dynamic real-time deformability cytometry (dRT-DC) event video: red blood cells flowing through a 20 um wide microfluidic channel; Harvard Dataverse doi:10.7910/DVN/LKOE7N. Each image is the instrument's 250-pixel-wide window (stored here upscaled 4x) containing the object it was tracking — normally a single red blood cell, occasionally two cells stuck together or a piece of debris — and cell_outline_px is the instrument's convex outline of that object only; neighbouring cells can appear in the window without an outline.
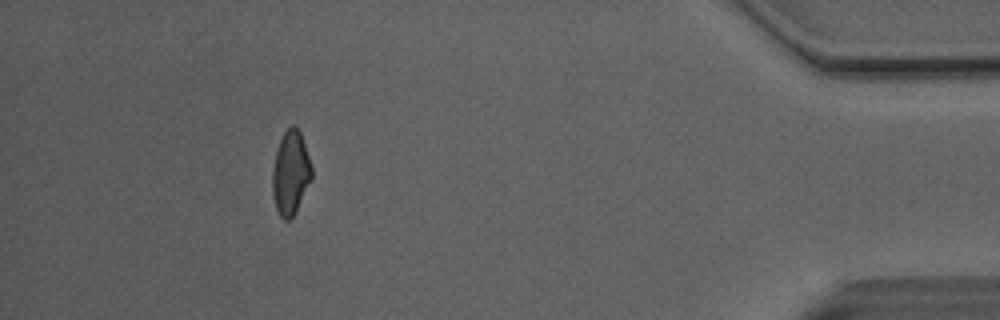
{"species": "Egyptian fruit bat (a non-hibernating species)", "species_latin": "Rousettus aegyptiacus", "temperature_condition": "room temperature", "stored_images_in_passage": 38, "camera_frame_rate_fps": 3000, "um_per_image_px": 0.085, "animal": {"sex": "male"}, "frame": {"image": 1, "passage_image": 38, "time_ms": 12.333, "image_size_px": [1000, 320], "cell_outline_px": [[312, 180], [296, 212], [288, 220], [284, 220], [280, 216], [276, 208], [272, 192], [272, 172], [276, 152], [280, 140], [284, 132], [292, 124], [296, 124], [300, 132], [312, 168]], "centroid_in_image_um": [24.71, 14.71], "position_along_channel_um": 410.5, "area_um2": 19.19}, "authors_computed_cell_mechanics": {"area_um2": 19.9699, "velocity_mm_per_s": 4.1277, "shape_relaxation_time_tau1_ms": 6.9071, "shape_relaxation_time_tau2_ms": 2.2412, "deformation_change_tau1": 0.1777, "deformation_change_tau2": 0.0837}}